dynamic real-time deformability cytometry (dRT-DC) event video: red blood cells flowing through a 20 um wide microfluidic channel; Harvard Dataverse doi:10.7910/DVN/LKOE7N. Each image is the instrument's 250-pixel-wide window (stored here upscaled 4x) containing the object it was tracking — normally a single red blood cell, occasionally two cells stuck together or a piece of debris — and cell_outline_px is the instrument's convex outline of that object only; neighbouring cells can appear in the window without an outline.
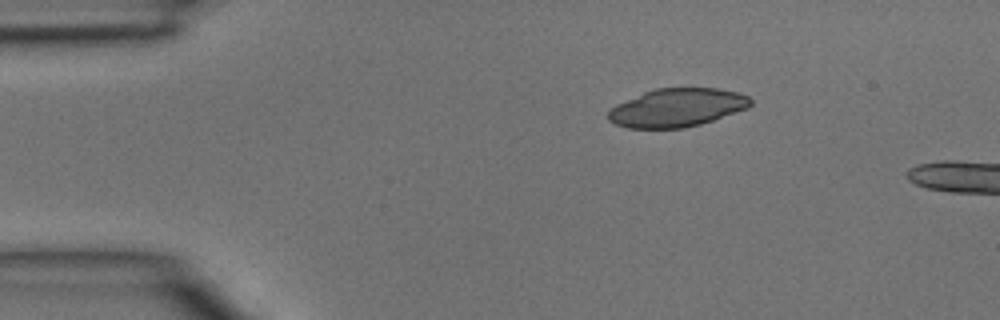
{"species": "common noctule bat (a hibernating species)", "species_latin": "Nyctalus noctula", "temperature_condition": "room temperature", "stored_images_in_passage": 3, "camera_frame_rate_fps": 3000, "um_per_image_px": 0.085, "animal": {"sex": "male", "body_mass_g": 15.6}, "frame": {"image": 1, "passage_image": 1, "time_ms": 0.0, "image_size_px": [1000, 320], "cell_outline_px": [[752, 104], [748, 108], [700, 124], [684, 128], [628, 128], [616, 124], [608, 120], [608, 112], [616, 104], [644, 92], [656, 88], [720, 88], [736, 92], [748, 96], [752, 100]], "centroid_in_image_um": [57.55, 9.15], "position_along_channel_um": 27.4, "area_um2": 31.67}}